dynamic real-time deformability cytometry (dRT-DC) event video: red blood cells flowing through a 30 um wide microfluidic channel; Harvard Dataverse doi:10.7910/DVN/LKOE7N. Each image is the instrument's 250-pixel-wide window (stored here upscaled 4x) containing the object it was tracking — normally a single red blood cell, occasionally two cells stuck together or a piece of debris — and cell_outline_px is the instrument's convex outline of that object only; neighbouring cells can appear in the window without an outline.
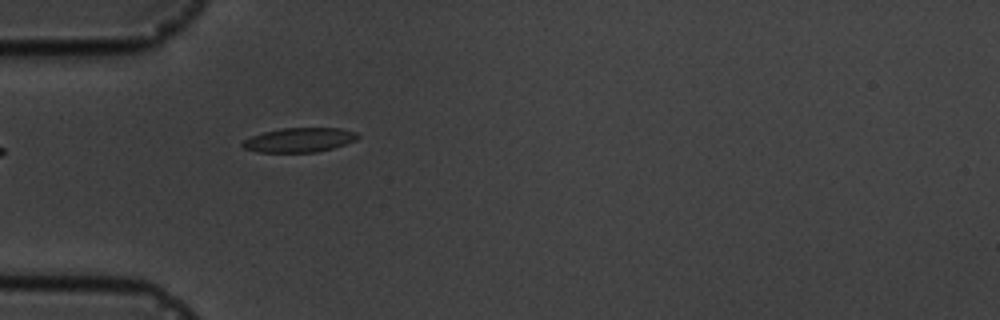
{"species": "common noctule bat (a hibernating species)", "species_latin": "Nyctalus noctula", "temperature_condition": "cold", "stored_images_in_passage": 5, "camera_frame_rate_fps": 3000, "um_per_image_px": 0.085, "animal": {"sex": "male", "body_mass_g": 19.5, "forearm_length_mm": 54.6}, "frame": {"image": 1, "passage_image": 5, "time_ms": 5.333, "image_size_px": [1000, 320], "cell_outline_px": [[360, 136], [356, 140], [332, 148], [316, 152], [260, 152], [244, 148], [240, 144], [244, 140], [252, 136], [264, 132], [280, 128], [340, 128], [356, 132]], "centroid_in_image_um": [25.45, 11.89], "position_along_channel_um": 59.6, "area_um2": 16.24}}